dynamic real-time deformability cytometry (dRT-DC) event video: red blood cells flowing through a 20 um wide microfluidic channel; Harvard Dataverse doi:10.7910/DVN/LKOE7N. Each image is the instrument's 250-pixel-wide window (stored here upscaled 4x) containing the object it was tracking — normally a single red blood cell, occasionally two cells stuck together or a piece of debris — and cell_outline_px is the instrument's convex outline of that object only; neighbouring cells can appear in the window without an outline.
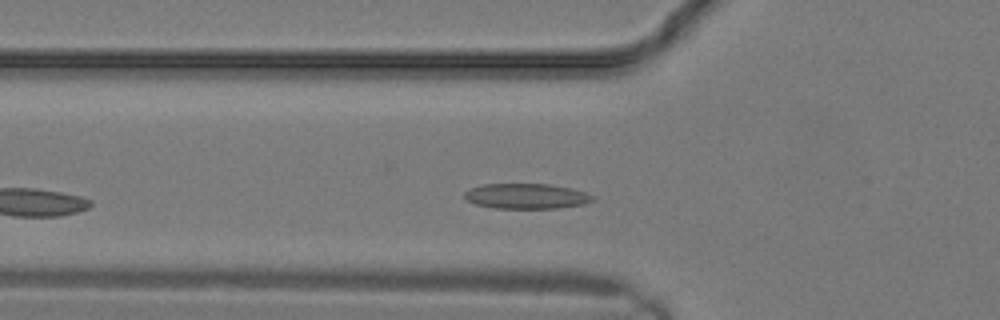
{"species": "common noctule bat (a hibernating species)", "species_latin": "Nyctalus noctula", "temperature_condition": "warm", "stored_images_in_passage": 9, "camera_frame_rate_fps": 3000, "um_per_image_px": 0.085, "animal": {"sex": "male", "body_mass_g": 19.2, "forearm_length_mm": 51.8}, "frame": {"image": 1, "passage_image": 2, "time_ms": 0.333, "image_size_px": [1000, 320], "cell_outline_px": [[596, 200], [584, 204], [556, 208], [492, 208], [476, 204], [464, 200], [464, 192], [468, 188], [484, 184], [548, 184], [568, 188], [584, 192], [596, 196]], "centroid_in_image_um": [44.71, 16.67], "position_along_channel_um": 81.1, "area_um2": 18.96}}
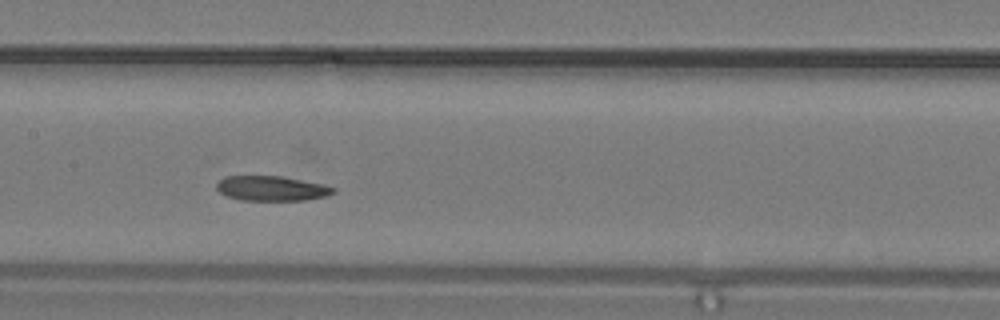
{"frame": {"image": 2, "passage_image": 6, "time_ms": 1.667, "image_size_px": [1000, 320], "cell_outline_px": [[336, 192], [328, 196], [308, 200], [240, 200], [228, 196], [220, 192], [216, 188], [216, 184], [224, 176], [280, 176], [324, 184], [336, 188]], "centroid_in_image_um": [23.13, 16.01], "position_along_channel_um": 184.3, "area_um2": 16.99}}
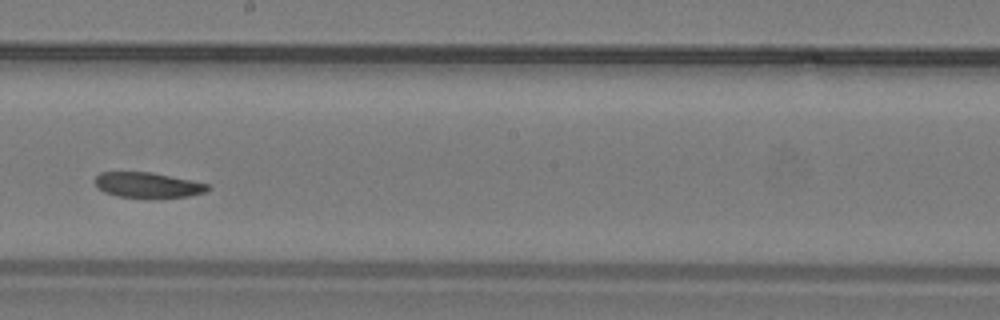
{"frame": {"image": 3, "passage_image": 8, "time_ms": 2.333, "image_size_px": [1000, 320], "cell_outline_px": [[212, 188], [204, 192], [188, 196], [156, 200], [148, 200], [116, 196], [104, 192], [96, 184], [96, 176], [100, 172], [152, 172], [192, 180], [208, 184]], "centroid_in_image_um": [12.6, 15.77], "position_along_channel_um": 235.6, "area_um2": 17.28}}